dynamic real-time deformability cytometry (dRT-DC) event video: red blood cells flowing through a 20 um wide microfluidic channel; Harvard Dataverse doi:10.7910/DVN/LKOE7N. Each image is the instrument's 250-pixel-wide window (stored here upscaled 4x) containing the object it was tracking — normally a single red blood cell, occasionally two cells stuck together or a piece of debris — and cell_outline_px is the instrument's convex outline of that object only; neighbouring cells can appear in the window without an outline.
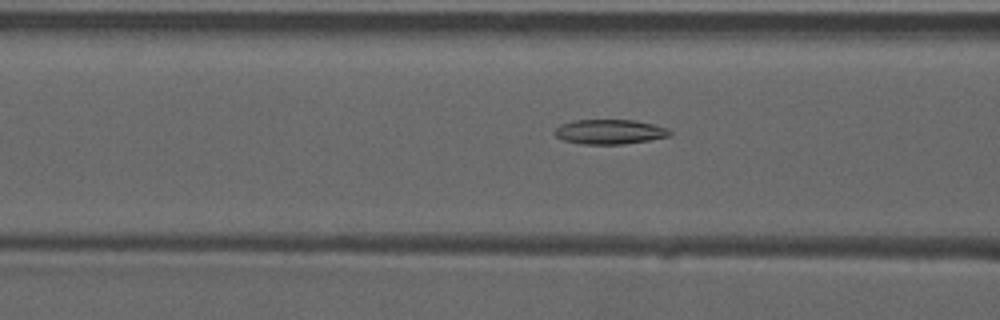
{"species": "common noctule bat (a hibernating species)", "species_latin": "Nyctalus noctula", "temperature_condition": "warm", "stored_images_in_passage": 53, "camera_frame_rate_fps": 3000, "um_per_image_px": 0.085, "animal": {"sex": "male", "forearm_length_mm": 52.5}, "frame": {"image": 1, "passage_image": 21, "time_ms": 6.667, "image_size_px": [1000, 320], "cell_outline_px": [[672, 136], [624, 144], [584, 144], [560, 140], [552, 132], [560, 124], [572, 120], [636, 120], [668, 128], [672, 132]], "centroid_in_image_um": [51.8, 11.2], "position_along_channel_um": 114.8, "area_um2": 16.76}}
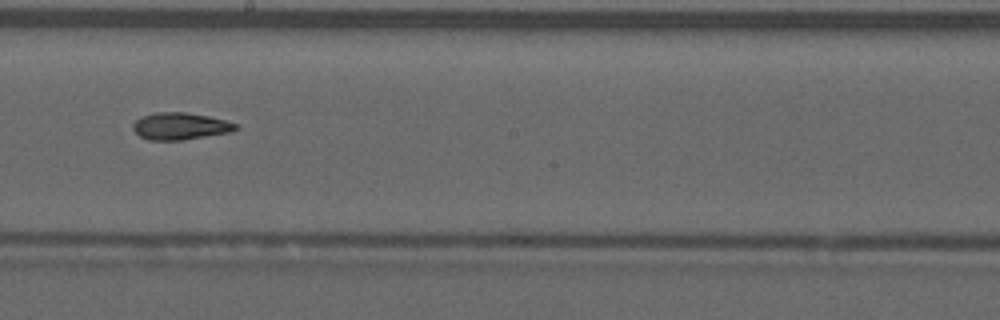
{"frame": {"image": 2, "passage_image": 30, "time_ms": 9.667, "image_size_px": [1000, 320], "cell_outline_px": [[240, 128], [232, 132], [180, 140], [148, 140], [140, 136], [132, 128], [132, 124], [136, 120], [144, 116], [156, 112], [184, 112], [208, 116], [224, 120], [236, 124]], "centroid_in_image_um": [15.32, 10.73], "position_along_channel_um": 232.9, "area_um2": 16.07}}
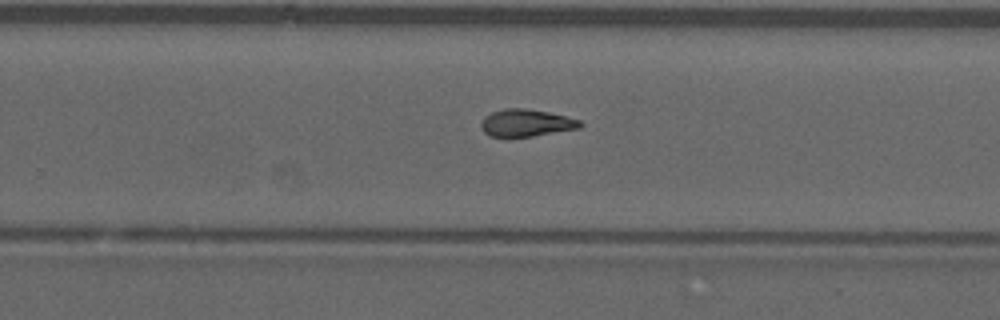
{"frame": {"image": 3, "passage_image": 34, "time_ms": 11.0, "image_size_px": [1000, 320], "cell_outline_px": [[584, 124], [580, 128], [508, 140], [488, 136], [484, 132], [480, 124], [484, 116], [492, 112], [504, 108], [524, 108], [548, 112], [580, 120]], "centroid_in_image_um": [44.66, 10.49], "position_along_channel_um": 285.1, "area_um2": 16.24}, "authors_computed_cell_mechanics": {"area_um2": 16.2418, "velocity_mm_per_s": 3.9359, "shape_relaxation_time_tau1_ms": null, "shape_relaxation_time_tau2_ms": 3.2987, "deformation_change_tau1": null, "deformation_change_tau2": 0.1095}}